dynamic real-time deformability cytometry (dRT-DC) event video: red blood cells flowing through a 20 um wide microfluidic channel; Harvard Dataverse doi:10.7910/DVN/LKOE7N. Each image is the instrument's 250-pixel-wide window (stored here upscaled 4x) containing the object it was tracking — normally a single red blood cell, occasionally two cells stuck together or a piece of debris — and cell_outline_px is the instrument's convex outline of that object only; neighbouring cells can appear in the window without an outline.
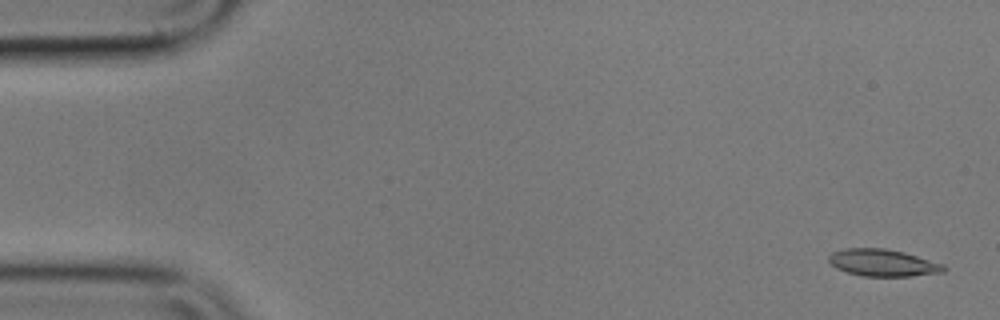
{"species": "common noctule bat (a hibernating species)", "species_latin": "Nyctalus noctula", "temperature_condition": "cold", "stored_images_in_passage": 56, "camera_frame_rate_fps": 3000, "um_per_image_px": 0.085, "animal": {"sex": "male", "body_mass_g": 17.9}, "frame": {"image": 1, "passage_image": 2, "time_ms": 0.333, "image_size_px": [1000, 320], "cell_outline_px": [[948, 268], [944, 272], [912, 276], [864, 276], [848, 272], [836, 268], [828, 260], [828, 256], [832, 252], [844, 248], [884, 248], [904, 252], [944, 264]], "centroid_in_image_um": [75.06, 22.33], "position_along_channel_um": 9.9, "area_um2": 18.15}}
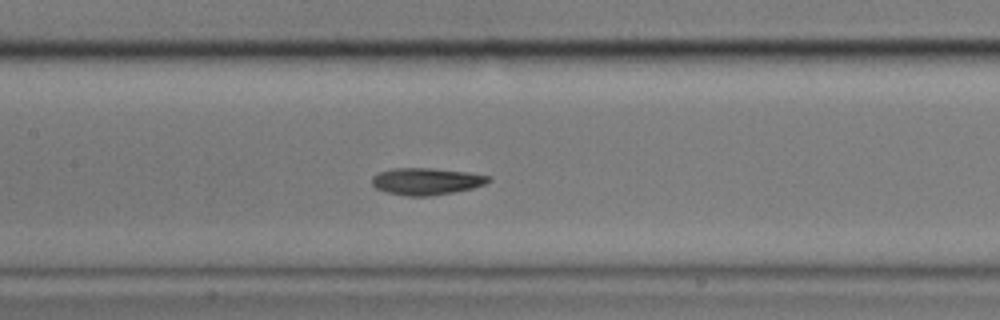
{"frame": {"image": 2, "passage_image": 26, "time_ms": 8.333, "image_size_px": [1000, 320], "cell_outline_px": [[492, 180], [484, 184], [472, 188], [432, 196], [404, 196], [388, 192], [376, 188], [372, 184], [372, 176], [380, 172], [392, 168], [432, 168], [468, 172], [492, 176]], "centroid_in_image_um": [36.25, 15.41], "position_along_channel_um": 171.1, "area_um2": 18.32}}
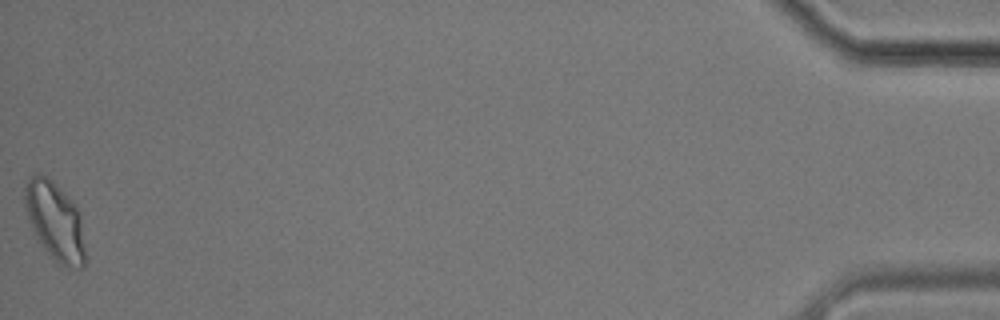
{"frame": {"image": 3, "passage_image": 56, "time_ms": 18.333, "image_size_px": [1000, 320], "cell_outline_px": [[84, 268], [80, 268], [60, 264], [36, 240], [28, 216], [24, 200], [24, 188], [28, 180], [36, 172], [40, 172], [52, 180], [76, 204], [80, 212], [84, 248]], "centroid_in_image_um": [4.66, 18.75], "position_along_channel_um": 430.5, "area_um2": 27.4}, "authors_computed_cell_mechanics": {"area_um2": 18.207, "velocity_mm_per_s": 3.5662, "shape_relaxation_time_tau1_ms": 7.4829, "shape_relaxation_time_tau2_ms": 2.5191, "deformation_change_tau1": 0.1814, "deformation_change_tau2": 0.0842}}